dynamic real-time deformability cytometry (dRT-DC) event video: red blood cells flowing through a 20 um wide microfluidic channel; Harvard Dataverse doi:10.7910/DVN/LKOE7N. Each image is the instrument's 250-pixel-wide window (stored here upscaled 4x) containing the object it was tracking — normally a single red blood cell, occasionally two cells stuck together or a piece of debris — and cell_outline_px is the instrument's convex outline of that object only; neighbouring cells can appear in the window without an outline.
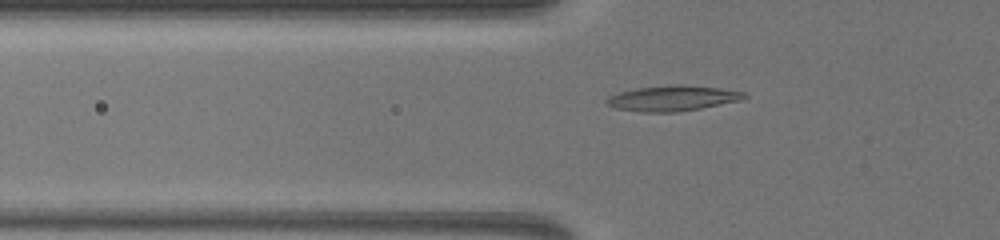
{"species": "common noctule bat (a hibernating species)", "species_latin": "Nyctalus noctula", "temperature_condition": "warm", "stored_images_in_passage": 50, "camera_frame_rate_fps": 3000, "um_per_image_px": 0.085, "animal": {"sex": "female", "body_mass_g": 19.5, "forearm_length_mm": 54.1}, "frame": {"image": 1, "passage_image": 8, "time_ms": 2.333, "image_size_px": [1000, 240], "cell_outline_px": [[748, 96], [740, 100], [700, 108], [676, 112], [644, 112], [616, 108], [608, 104], [604, 100], [620, 92], [636, 88], [676, 84], [684, 84], [720, 88], [744, 92]], "centroid_in_image_um": [57.19, 8.34], "position_along_channel_um": 68.6, "area_um2": 20.11}}
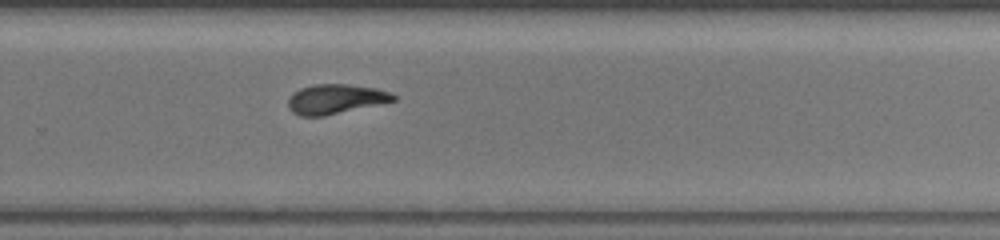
{"frame": {"image": 2, "passage_image": 30, "time_ms": 9.667, "image_size_px": [1000, 240], "cell_outline_px": [[396, 100], [324, 116], [300, 116], [292, 112], [288, 108], [288, 100], [292, 92], [300, 88], [312, 84], [348, 84], [376, 88], [388, 92], [396, 96]], "centroid_in_image_um": [28.46, 8.41], "position_along_channel_um": 301.3, "area_um2": 18.15}}
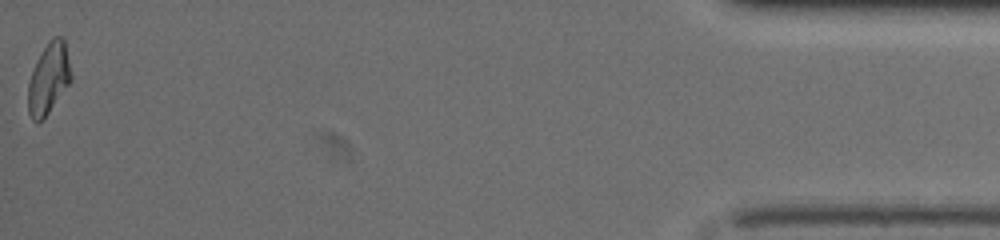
{"frame": {"image": 3, "passage_image": 50, "time_ms": 16.333, "image_size_px": [1000, 240], "cell_outline_px": [[72, 80], [48, 112], [36, 124], [32, 120], [28, 112], [28, 84], [32, 68], [36, 60], [52, 36], [60, 36], [64, 40], [72, 76]], "centroid_in_image_um": [4.12, 6.67], "position_along_channel_um": 431.1, "area_um2": 17.63}}